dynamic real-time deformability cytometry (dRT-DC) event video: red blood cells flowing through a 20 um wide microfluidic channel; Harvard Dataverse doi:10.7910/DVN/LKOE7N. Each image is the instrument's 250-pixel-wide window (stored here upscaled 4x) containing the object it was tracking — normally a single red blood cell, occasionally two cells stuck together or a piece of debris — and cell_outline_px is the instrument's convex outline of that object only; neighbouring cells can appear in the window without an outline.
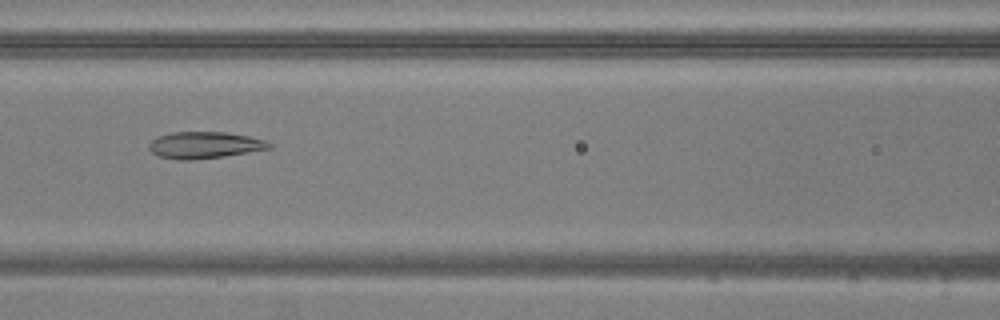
{"species": "common noctule bat (a hibernating species)", "species_latin": "Nyctalus noctula", "temperature_condition": "warm", "stored_images_in_passage": 52, "camera_frame_rate_fps": 3000, "um_per_image_px": 0.085, "animal": {"sex": "male", "body_mass_g": 20.5, "forearm_length_mm": 52.5}, "frame": {"image": 1, "passage_image": 22, "time_ms": 7.0, "image_size_px": [1000, 320], "cell_outline_px": [[272, 148], [224, 156], [192, 160], [180, 160], [160, 156], [152, 152], [148, 148], [148, 144], [156, 136], [172, 132], [224, 132], [248, 136], [264, 140], [272, 144]], "centroid_in_image_um": [17.36, 12.33], "position_along_channel_um": 149.2, "area_um2": 18.61}}
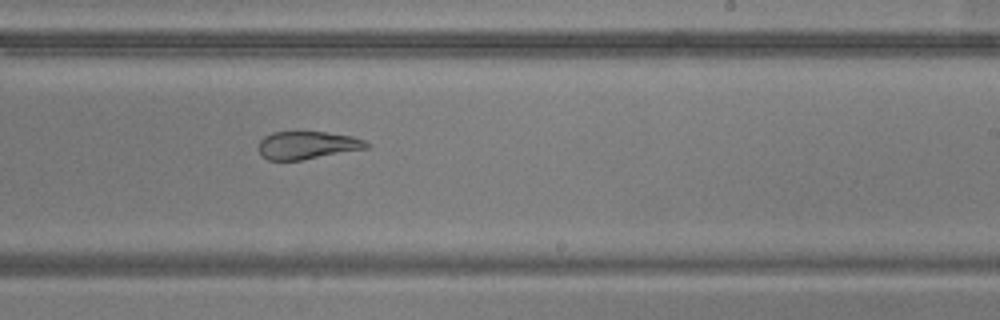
{"frame": {"image": 2, "passage_image": 31, "time_ms": 10.0, "image_size_px": [1000, 320], "cell_outline_px": [[372, 144], [368, 148], [300, 160], [268, 160], [260, 152], [260, 140], [264, 136], [272, 132], [328, 132], [352, 136], [364, 140]], "centroid_in_image_um": [26.16, 12.33], "position_along_channel_um": 262.8, "area_um2": 17.34}}
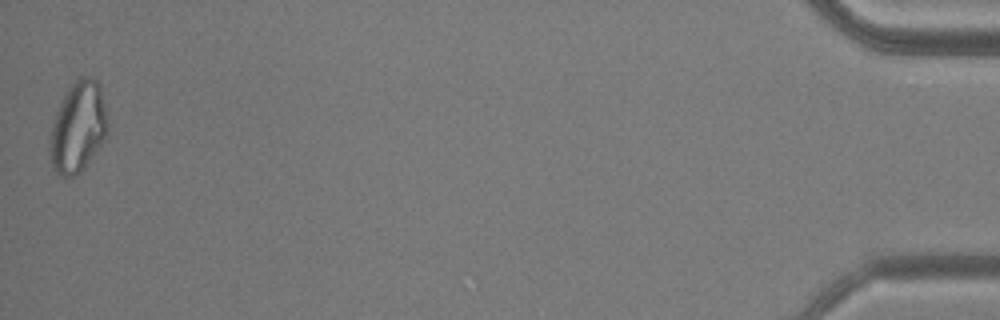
{"frame": {"image": 3, "passage_image": 52, "time_ms": 17.0, "image_size_px": [1000, 320], "cell_outline_px": [[108, 132], [104, 140], [84, 168], [80, 172], [72, 176], [60, 176], [52, 168], [52, 128], [56, 112], [68, 88], [80, 76], [92, 76], [96, 80], [100, 88], [108, 120]], "centroid_in_image_um": [6.68, 10.79], "position_along_channel_um": 428.5, "area_um2": 29.82}, "authors_computed_cell_mechanics": {"area_um2": 23.9003, "velocity_mm_per_s": 3.7996, "shape_relaxation_time_tau1_ms": null, "shape_relaxation_time_tau2_ms": 1.9966, "deformation_change_tau1": null, "deformation_change_tau2": 0.098}}